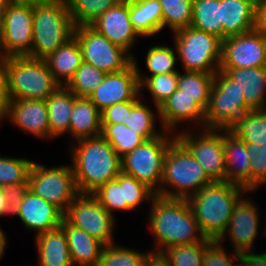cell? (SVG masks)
<instances>
[{"instance_id":"6da1fadb","label":"cell","mask_w":266,"mask_h":266,"mask_svg":"<svg viewBox=\"0 0 266 266\" xmlns=\"http://www.w3.org/2000/svg\"><path fill=\"white\" fill-rule=\"evenodd\" d=\"M148 227L154 236V254L169 247L198 242H214L206 238L186 199L155 195L152 199Z\"/></svg>"},{"instance_id":"7a4b0ae2","label":"cell","mask_w":266,"mask_h":266,"mask_svg":"<svg viewBox=\"0 0 266 266\" xmlns=\"http://www.w3.org/2000/svg\"><path fill=\"white\" fill-rule=\"evenodd\" d=\"M75 144L70 146L71 166L80 194H92L121 173V158L101 135Z\"/></svg>"},{"instance_id":"3957f363","label":"cell","mask_w":266,"mask_h":266,"mask_svg":"<svg viewBox=\"0 0 266 266\" xmlns=\"http://www.w3.org/2000/svg\"><path fill=\"white\" fill-rule=\"evenodd\" d=\"M249 192L226 181H213L187 198L192 213L206 238L217 241L226 231L234 206Z\"/></svg>"},{"instance_id":"277c9868","label":"cell","mask_w":266,"mask_h":266,"mask_svg":"<svg viewBox=\"0 0 266 266\" xmlns=\"http://www.w3.org/2000/svg\"><path fill=\"white\" fill-rule=\"evenodd\" d=\"M75 25L64 0H33L31 57L44 60L74 37Z\"/></svg>"},{"instance_id":"5b68a950","label":"cell","mask_w":266,"mask_h":266,"mask_svg":"<svg viewBox=\"0 0 266 266\" xmlns=\"http://www.w3.org/2000/svg\"><path fill=\"white\" fill-rule=\"evenodd\" d=\"M212 182L189 149L176 137L164 158L160 196L187 199Z\"/></svg>"},{"instance_id":"8992f818","label":"cell","mask_w":266,"mask_h":266,"mask_svg":"<svg viewBox=\"0 0 266 266\" xmlns=\"http://www.w3.org/2000/svg\"><path fill=\"white\" fill-rule=\"evenodd\" d=\"M7 67L10 99L46 100L60 86L45 60L12 56Z\"/></svg>"},{"instance_id":"52a82bcc","label":"cell","mask_w":266,"mask_h":266,"mask_svg":"<svg viewBox=\"0 0 266 266\" xmlns=\"http://www.w3.org/2000/svg\"><path fill=\"white\" fill-rule=\"evenodd\" d=\"M173 42L183 71L215 74L222 57V39L191 26L173 32Z\"/></svg>"},{"instance_id":"ba28073f","label":"cell","mask_w":266,"mask_h":266,"mask_svg":"<svg viewBox=\"0 0 266 266\" xmlns=\"http://www.w3.org/2000/svg\"><path fill=\"white\" fill-rule=\"evenodd\" d=\"M176 134L163 131L151 140H145L133 151L121 158V172L135 177L156 195L160 196L164 158Z\"/></svg>"},{"instance_id":"9c48e42d","label":"cell","mask_w":266,"mask_h":266,"mask_svg":"<svg viewBox=\"0 0 266 266\" xmlns=\"http://www.w3.org/2000/svg\"><path fill=\"white\" fill-rule=\"evenodd\" d=\"M250 110L236 82L225 72L218 70L215 73L208 105L204 110L203 129L228 131L237 119Z\"/></svg>"},{"instance_id":"30bf717a","label":"cell","mask_w":266,"mask_h":266,"mask_svg":"<svg viewBox=\"0 0 266 266\" xmlns=\"http://www.w3.org/2000/svg\"><path fill=\"white\" fill-rule=\"evenodd\" d=\"M27 189L57 207L63 214L80 194L71 165L47 168L36 161L29 172Z\"/></svg>"},{"instance_id":"8fae6325","label":"cell","mask_w":266,"mask_h":266,"mask_svg":"<svg viewBox=\"0 0 266 266\" xmlns=\"http://www.w3.org/2000/svg\"><path fill=\"white\" fill-rule=\"evenodd\" d=\"M2 16L1 56L31 57L33 0H11Z\"/></svg>"},{"instance_id":"7c38bea8","label":"cell","mask_w":266,"mask_h":266,"mask_svg":"<svg viewBox=\"0 0 266 266\" xmlns=\"http://www.w3.org/2000/svg\"><path fill=\"white\" fill-rule=\"evenodd\" d=\"M74 37L80 44L83 62L106 74L122 71L133 62L128 51L110 42L91 25L75 27Z\"/></svg>"},{"instance_id":"4fadbf2b","label":"cell","mask_w":266,"mask_h":266,"mask_svg":"<svg viewBox=\"0 0 266 266\" xmlns=\"http://www.w3.org/2000/svg\"><path fill=\"white\" fill-rule=\"evenodd\" d=\"M63 218L104 245L115 243V217L92 194H79L68 206Z\"/></svg>"},{"instance_id":"5bb4252c","label":"cell","mask_w":266,"mask_h":266,"mask_svg":"<svg viewBox=\"0 0 266 266\" xmlns=\"http://www.w3.org/2000/svg\"><path fill=\"white\" fill-rule=\"evenodd\" d=\"M190 128L177 130L176 137L189 149L212 181H225L222 130L202 129L194 133L193 127Z\"/></svg>"},{"instance_id":"9a60e30c","label":"cell","mask_w":266,"mask_h":266,"mask_svg":"<svg viewBox=\"0 0 266 266\" xmlns=\"http://www.w3.org/2000/svg\"><path fill=\"white\" fill-rule=\"evenodd\" d=\"M266 36L256 29L222 40L219 69L264 67Z\"/></svg>"},{"instance_id":"2e32d148","label":"cell","mask_w":266,"mask_h":266,"mask_svg":"<svg viewBox=\"0 0 266 266\" xmlns=\"http://www.w3.org/2000/svg\"><path fill=\"white\" fill-rule=\"evenodd\" d=\"M12 215H17L25 228L35 231L37 236L60 227L64 214L25 188L13 193Z\"/></svg>"},{"instance_id":"e0dca14e","label":"cell","mask_w":266,"mask_h":266,"mask_svg":"<svg viewBox=\"0 0 266 266\" xmlns=\"http://www.w3.org/2000/svg\"><path fill=\"white\" fill-rule=\"evenodd\" d=\"M256 206L249 197L243 196L234 206L228 227L217 242L224 244L227 235L234 252L242 254L255 251L254 242L260 230V213Z\"/></svg>"},{"instance_id":"ac0fdd59","label":"cell","mask_w":266,"mask_h":266,"mask_svg":"<svg viewBox=\"0 0 266 266\" xmlns=\"http://www.w3.org/2000/svg\"><path fill=\"white\" fill-rule=\"evenodd\" d=\"M139 96H141L140 83L135 65L132 62L122 71L107 73L102 83L88 98L102 112L113 104L134 101Z\"/></svg>"},{"instance_id":"d6986e66","label":"cell","mask_w":266,"mask_h":266,"mask_svg":"<svg viewBox=\"0 0 266 266\" xmlns=\"http://www.w3.org/2000/svg\"><path fill=\"white\" fill-rule=\"evenodd\" d=\"M8 119L13 126L39 139H50L45 100L10 99L0 123Z\"/></svg>"},{"instance_id":"ffe728a7","label":"cell","mask_w":266,"mask_h":266,"mask_svg":"<svg viewBox=\"0 0 266 266\" xmlns=\"http://www.w3.org/2000/svg\"><path fill=\"white\" fill-rule=\"evenodd\" d=\"M91 26L113 44L124 48L132 56L135 55L130 50H133L131 48L140 36L130 21L129 0H121L106 10Z\"/></svg>"},{"instance_id":"44dd1931","label":"cell","mask_w":266,"mask_h":266,"mask_svg":"<svg viewBox=\"0 0 266 266\" xmlns=\"http://www.w3.org/2000/svg\"><path fill=\"white\" fill-rule=\"evenodd\" d=\"M160 131L174 132L178 124L197 123L199 129L204 127V109L192 98L182 94L181 90L176 89L170 97L159 107ZM202 126V127H201Z\"/></svg>"},{"instance_id":"7402d4cb","label":"cell","mask_w":266,"mask_h":266,"mask_svg":"<svg viewBox=\"0 0 266 266\" xmlns=\"http://www.w3.org/2000/svg\"><path fill=\"white\" fill-rule=\"evenodd\" d=\"M225 156V181L251 191V166L245 143L231 132L222 130Z\"/></svg>"},{"instance_id":"603a6c76","label":"cell","mask_w":266,"mask_h":266,"mask_svg":"<svg viewBox=\"0 0 266 266\" xmlns=\"http://www.w3.org/2000/svg\"><path fill=\"white\" fill-rule=\"evenodd\" d=\"M225 72L243 92L251 110L266 109V74L264 67L219 69Z\"/></svg>"},{"instance_id":"cb8c5ba5","label":"cell","mask_w":266,"mask_h":266,"mask_svg":"<svg viewBox=\"0 0 266 266\" xmlns=\"http://www.w3.org/2000/svg\"><path fill=\"white\" fill-rule=\"evenodd\" d=\"M222 40L255 29L256 0H220Z\"/></svg>"},{"instance_id":"d4e9b609","label":"cell","mask_w":266,"mask_h":266,"mask_svg":"<svg viewBox=\"0 0 266 266\" xmlns=\"http://www.w3.org/2000/svg\"><path fill=\"white\" fill-rule=\"evenodd\" d=\"M74 266H97L104 244L84 230L70 225L64 218L61 222Z\"/></svg>"},{"instance_id":"484cf974","label":"cell","mask_w":266,"mask_h":266,"mask_svg":"<svg viewBox=\"0 0 266 266\" xmlns=\"http://www.w3.org/2000/svg\"><path fill=\"white\" fill-rule=\"evenodd\" d=\"M39 266H74L63 228L46 231L34 237Z\"/></svg>"},{"instance_id":"4316f807","label":"cell","mask_w":266,"mask_h":266,"mask_svg":"<svg viewBox=\"0 0 266 266\" xmlns=\"http://www.w3.org/2000/svg\"><path fill=\"white\" fill-rule=\"evenodd\" d=\"M101 112L88 97H76L70 117L69 136L75 141L100 136Z\"/></svg>"},{"instance_id":"83f0119b","label":"cell","mask_w":266,"mask_h":266,"mask_svg":"<svg viewBox=\"0 0 266 266\" xmlns=\"http://www.w3.org/2000/svg\"><path fill=\"white\" fill-rule=\"evenodd\" d=\"M76 95L60 85L45 101L49 118L50 139L69 134L70 117Z\"/></svg>"},{"instance_id":"f1b7e54d","label":"cell","mask_w":266,"mask_h":266,"mask_svg":"<svg viewBox=\"0 0 266 266\" xmlns=\"http://www.w3.org/2000/svg\"><path fill=\"white\" fill-rule=\"evenodd\" d=\"M44 60L54 79L65 86L83 62L80 44L73 37Z\"/></svg>"},{"instance_id":"f546056e","label":"cell","mask_w":266,"mask_h":266,"mask_svg":"<svg viewBox=\"0 0 266 266\" xmlns=\"http://www.w3.org/2000/svg\"><path fill=\"white\" fill-rule=\"evenodd\" d=\"M129 16L140 38L162 31V6L159 0H129Z\"/></svg>"},{"instance_id":"4dcf8cb0","label":"cell","mask_w":266,"mask_h":266,"mask_svg":"<svg viewBox=\"0 0 266 266\" xmlns=\"http://www.w3.org/2000/svg\"><path fill=\"white\" fill-rule=\"evenodd\" d=\"M141 95L134 101H128V118L125 125L145 140H151L160 136L164 130L160 132L155 127V121L160 119L159 108L153 111L144 101L140 100V97H143V94Z\"/></svg>"},{"instance_id":"1f68e13d","label":"cell","mask_w":266,"mask_h":266,"mask_svg":"<svg viewBox=\"0 0 266 266\" xmlns=\"http://www.w3.org/2000/svg\"><path fill=\"white\" fill-rule=\"evenodd\" d=\"M228 131L244 143L266 144V109L248 111Z\"/></svg>"},{"instance_id":"d6a6232c","label":"cell","mask_w":266,"mask_h":266,"mask_svg":"<svg viewBox=\"0 0 266 266\" xmlns=\"http://www.w3.org/2000/svg\"><path fill=\"white\" fill-rule=\"evenodd\" d=\"M135 55L133 56V63L135 65L138 80L140 83V92L145 89L150 92L155 108H159L161 104L167 100L170 95L177 89L179 72L158 74L148 76L141 74L137 64Z\"/></svg>"},{"instance_id":"836d02e7","label":"cell","mask_w":266,"mask_h":266,"mask_svg":"<svg viewBox=\"0 0 266 266\" xmlns=\"http://www.w3.org/2000/svg\"><path fill=\"white\" fill-rule=\"evenodd\" d=\"M191 27L222 39V14L220 0H193Z\"/></svg>"},{"instance_id":"e575fe53","label":"cell","mask_w":266,"mask_h":266,"mask_svg":"<svg viewBox=\"0 0 266 266\" xmlns=\"http://www.w3.org/2000/svg\"><path fill=\"white\" fill-rule=\"evenodd\" d=\"M33 160L0 155V186L16 193L27 188Z\"/></svg>"},{"instance_id":"d590c367","label":"cell","mask_w":266,"mask_h":266,"mask_svg":"<svg viewBox=\"0 0 266 266\" xmlns=\"http://www.w3.org/2000/svg\"><path fill=\"white\" fill-rule=\"evenodd\" d=\"M215 74L198 71H183L178 80V90L189 97H192L204 110L210 97Z\"/></svg>"},{"instance_id":"8d00e7d4","label":"cell","mask_w":266,"mask_h":266,"mask_svg":"<svg viewBox=\"0 0 266 266\" xmlns=\"http://www.w3.org/2000/svg\"><path fill=\"white\" fill-rule=\"evenodd\" d=\"M101 136L109 142L120 158L141 145L145 139L124 124H101Z\"/></svg>"},{"instance_id":"74e56055","label":"cell","mask_w":266,"mask_h":266,"mask_svg":"<svg viewBox=\"0 0 266 266\" xmlns=\"http://www.w3.org/2000/svg\"><path fill=\"white\" fill-rule=\"evenodd\" d=\"M162 6V30L168 27L171 33L191 26L193 0H159Z\"/></svg>"},{"instance_id":"f35d334b","label":"cell","mask_w":266,"mask_h":266,"mask_svg":"<svg viewBox=\"0 0 266 266\" xmlns=\"http://www.w3.org/2000/svg\"><path fill=\"white\" fill-rule=\"evenodd\" d=\"M152 254L140 252L115 243L104 245L101 258L97 266H145L147 259Z\"/></svg>"},{"instance_id":"ab89813d","label":"cell","mask_w":266,"mask_h":266,"mask_svg":"<svg viewBox=\"0 0 266 266\" xmlns=\"http://www.w3.org/2000/svg\"><path fill=\"white\" fill-rule=\"evenodd\" d=\"M121 0H67L69 12L76 27L91 25L106 10Z\"/></svg>"},{"instance_id":"60d3db41","label":"cell","mask_w":266,"mask_h":266,"mask_svg":"<svg viewBox=\"0 0 266 266\" xmlns=\"http://www.w3.org/2000/svg\"><path fill=\"white\" fill-rule=\"evenodd\" d=\"M92 195L113 216L114 211L132 210L127 206L124 194V173H120L115 179L100 186Z\"/></svg>"},{"instance_id":"b9f144b4","label":"cell","mask_w":266,"mask_h":266,"mask_svg":"<svg viewBox=\"0 0 266 266\" xmlns=\"http://www.w3.org/2000/svg\"><path fill=\"white\" fill-rule=\"evenodd\" d=\"M212 243L176 245L167 248L161 255L171 266H202L204 252Z\"/></svg>"},{"instance_id":"7bdbcfd3","label":"cell","mask_w":266,"mask_h":266,"mask_svg":"<svg viewBox=\"0 0 266 266\" xmlns=\"http://www.w3.org/2000/svg\"><path fill=\"white\" fill-rule=\"evenodd\" d=\"M105 75L104 71L82 62L65 86L77 97H89L96 87L102 83Z\"/></svg>"},{"instance_id":"ee69618b","label":"cell","mask_w":266,"mask_h":266,"mask_svg":"<svg viewBox=\"0 0 266 266\" xmlns=\"http://www.w3.org/2000/svg\"><path fill=\"white\" fill-rule=\"evenodd\" d=\"M169 46L154 45L147 51L145 64L147 70L151 73L149 76L179 72L175 68L177 64V53Z\"/></svg>"},{"instance_id":"f6af8a7d","label":"cell","mask_w":266,"mask_h":266,"mask_svg":"<svg viewBox=\"0 0 266 266\" xmlns=\"http://www.w3.org/2000/svg\"><path fill=\"white\" fill-rule=\"evenodd\" d=\"M251 166V193L266 183V144L245 143Z\"/></svg>"},{"instance_id":"bcb514c9","label":"cell","mask_w":266,"mask_h":266,"mask_svg":"<svg viewBox=\"0 0 266 266\" xmlns=\"http://www.w3.org/2000/svg\"><path fill=\"white\" fill-rule=\"evenodd\" d=\"M124 194L127 206L133 211L146 201H152L156 195L135 177L124 174Z\"/></svg>"},{"instance_id":"7dc6e473","label":"cell","mask_w":266,"mask_h":266,"mask_svg":"<svg viewBox=\"0 0 266 266\" xmlns=\"http://www.w3.org/2000/svg\"><path fill=\"white\" fill-rule=\"evenodd\" d=\"M227 252L222 244L214 241L204 252L202 266H240V254L233 251L231 256Z\"/></svg>"},{"instance_id":"c3c4849f","label":"cell","mask_w":266,"mask_h":266,"mask_svg":"<svg viewBox=\"0 0 266 266\" xmlns=\"http://www.w3.org/2000/svg\"><path fill=\"white\" fill-rule=\"evenodd\" d=\"M128 101L113 104L101 112V124H126Z\"/></svg>"},{"instance_id":"681fc988","label":"cell","mask_w":266,"mask_h":266,"mask_svg":"<svg viewBox=\"0 0 266 266\" xmlns=\"http://www.w3.org/2000/svg\"><path fill=\"white\" fill-rule=\"evenodd\" d=\"M7 59L8 57L0 56V120L3 117L7 104L10 100L8 90Z\"/></svg>"},{"instance_id":"f907efd6","label":"cell","mask_w":266,"mask_h":266,"mask_svg":"<svg viewBox=\"0 0 266 266\" xmlns=\"http://www.w3.org/2000/svg\"><path fill=\"white\" fill-rule=\"evenodd\" d=\"M240 266H266V251H260V253L252 251L240 254Z\"/></svg>"},{"instance_id":"816d5d0a","label":"cell","mask_w":266,"mask_h":266,"mask_svg":"<svg viewBox=\"0 0 266 266\" xmlns=\"http://www.w3.org/2000/svg\"><path fill=\"white\" fill-rule=\"evenodd\" d=\"M255 29L266 36V0H256Z\"/></svg>"},{"instance_id":"f5cc1de1","label":"cell","mask_w":266,"mask_h":266,"mask_svg":"<svg viewBox=\"0 0 266 266\" xmlns=\"http://www.w3.org/2000/svg\"><path fill=\"white\" fill-rule=\"evenodd\" d=\"M12 197L10 190L0 186V218L12 215Z\"/></svg>"},{"instance_id":"db71d44e","label":"cell","mask_w":266,"mask_h":266,"mask_svg":"<svg viewBox=\"0 0 266 266\" xmlns=\"http://www.w3.org/2000/svg\"><path fill=\"white\" fill-rule=\"evenodd\" d=\"M145 266H171L161 254L152 253L146 261Z\"/></svg>"},{"instance_id":"11a10c76","label":"cell","mask_w":266,"mask_h":266,"mask_svg":"<svg viewBox=\"0 0 266 266\" xmlns=\"http://www.w3.org/2000/svg\"><path fill=\"white\" fill-rule=\"evenodd\" d=\"M7 236L3 229L0 227V260L3 258V255L5 253V249L7 248Z\"/></svg>"},{"instance_id":"9f6ffc18","label":"cell","mask_w":266,"mask_h":266,"mask_svg":"<svg viewBox=\"0 0 266 266\" xmlns=\"http://www.w3.org/2000/svg\"><path fill=\"white\" fill-rule=\"evenodd\" d=\"M10 1L11 0H0V14H3L4 10L6 9Z\"/></svg>"},{"instance_id":"6f0895ef","label":"cell","mask_w":266,"mask_h":266,"mask_svg":"<svg viewBox=\"0 0 266 266\" xmlns=\"http://www.w3.org/2000/svg\"><path fill=\"white\" fill-rule=\"evenodd\" d=\"M3 37V16L0 14V56H1V42Z\"/></svg>"},{"instance_id":"680465c9","label":"cell","mask_w":266,"mask_h":266,"mask_svg":"<svg viewBox=\"0 0 266 266\" xmlns=\"http://www.w3.org/2000/svg\"><path fill=\"white\" fill-rule=\"evenodd\" d=\"M266 225V224H265ZM266 227V226H265ZM265 231H263V233H264V235H265V237H266V228L264 229Z\"/></svg>"}]
</instances>
